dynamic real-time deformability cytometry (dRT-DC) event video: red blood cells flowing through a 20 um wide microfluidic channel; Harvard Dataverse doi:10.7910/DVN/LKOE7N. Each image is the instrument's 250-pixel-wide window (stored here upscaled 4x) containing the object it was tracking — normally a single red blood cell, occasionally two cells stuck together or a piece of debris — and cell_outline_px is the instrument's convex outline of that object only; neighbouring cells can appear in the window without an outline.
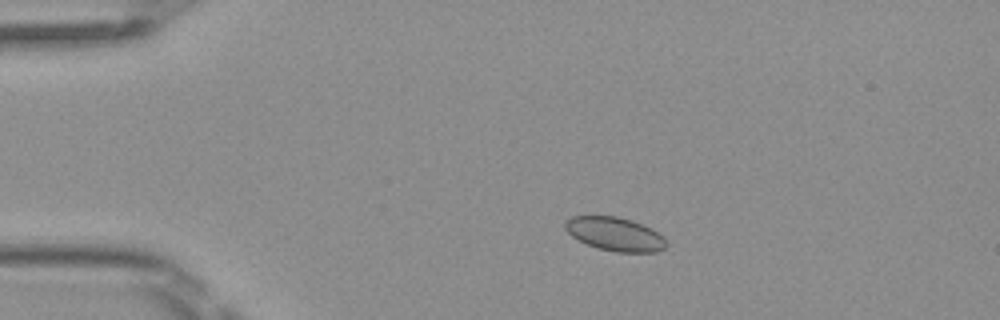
{"species": "Egyptian fruit bat (a non-hibernating species)", "species_latin": "Rousettus aegyptiacus", "temperature_condition": "room temperature", "stored_images_in_passage": 7, "camera_frame_rate_fps": 3000, "um_per_image_px": 0.085, "frame": {"image": 1, "passage_image": 3, "time_ms": 0.667, "image_size_px": [1000, 320], "cell_outline_px": [[668, 244], [664, 248], [656, 252], [616, 252], [600, 248], [588, 244], [572, 236], [564, 228], [564, 224], [572, 216], [616, 216], [632, 220], [652, 228], [664, 236]], "centroid_in_image_um": [52.32, 19.89], "position_along_channel_um": 32.7, "area_um2": 19.77}}
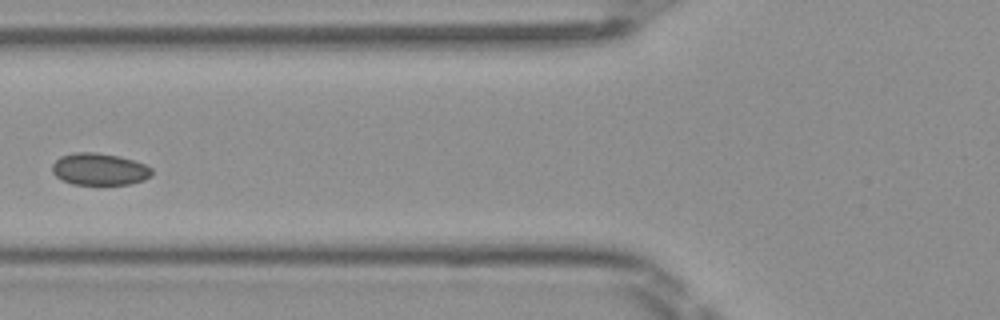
{"frame": {"image": 2, "passage_image": 6, "time_ms": 1.667, "image_size_px": [1000, 320], "cell_outline_px": [[152, 176], [144, 180], [128, 184], [104, 188], [72, 184], [56, 176], [52, 172], [52, 164], [60, 156], [72, 152], [92, 152], [120, 156], [144, 164], [152, 168]], "centroid_in_image_um": [8.45, 14.43], "position_along_channel_um": 117.3, "area_um2": 19.36}}
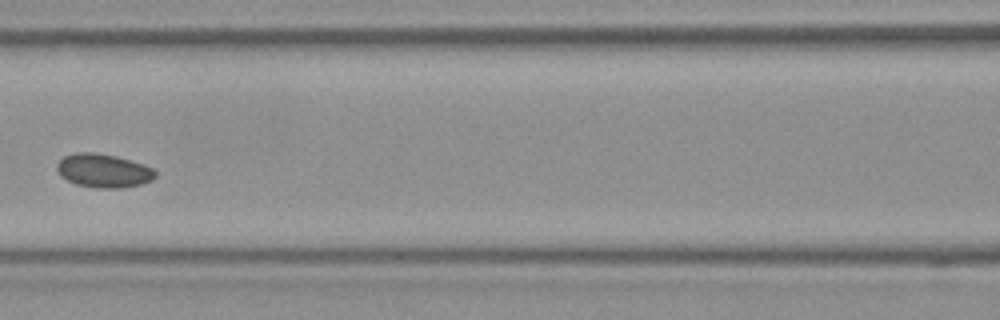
{"frame": {"image": 3, "passage_image": 7, "time_ms": 2.0, "image_size_px": [1000, 320], "cell_outline_px": [[156, 176], [152, 180], [140, 184], [120, 188], [96, 188], [76, 184], [60, 176], [56, 168], [56, 164], [64, 156], [76, 152], [96, 152], [116, 156], [144, 164], [152, 168], [156, 172]], "centroid_in_image_um": [8.78, 14.5], "position_along_channel_um": 157.8, "area_um2": 19.36}}